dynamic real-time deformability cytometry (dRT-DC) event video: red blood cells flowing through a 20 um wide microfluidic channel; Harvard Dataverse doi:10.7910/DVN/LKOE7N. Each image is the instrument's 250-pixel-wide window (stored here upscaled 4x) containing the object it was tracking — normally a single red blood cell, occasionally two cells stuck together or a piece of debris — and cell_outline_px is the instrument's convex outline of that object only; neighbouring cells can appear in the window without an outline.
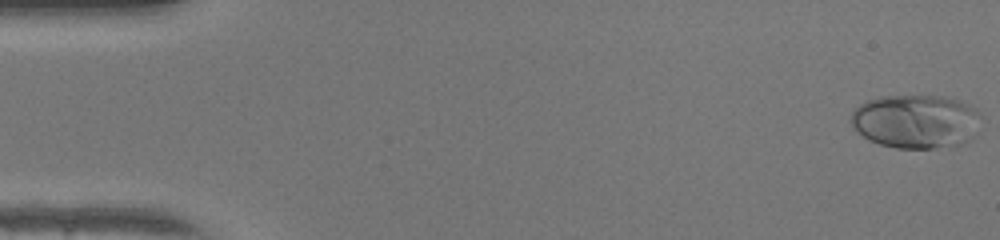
{"species": "human", "species_latin": "Homo sapiens", "temperature_condition": "warm", "stored_images_in_passage": 49, "camera_frame_rate_fps": 3000, "um_per_image_px": 0.085, "donor": {"sex": "female"}, "frame": {"image": 1, "passage_image": 1, "time_ms": 0.0, "image_size_px": [1000, 240], "cell_outline_px": [[976, 132], [968, 140], [960, 144], [932, 148], [896, 148], [880, 144], [868, 140], [856, 132], [848, 120], [852, 112], [860, 104], [868, 100], [880, 96], [944, 96], [960, 100], [976, 108]], "centroid_in_image_um": [77.76, 10.31], "position_along_channel_um": 7.2, "area_um2": 40.63}}
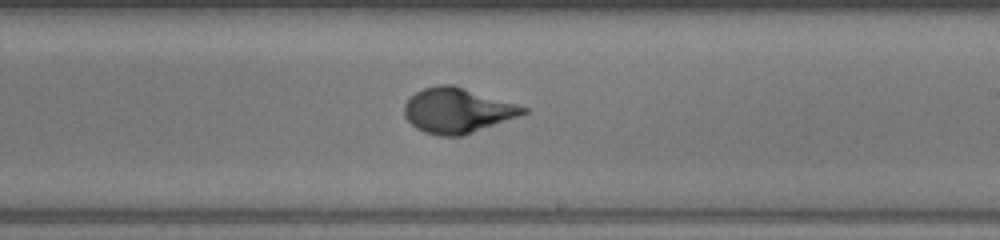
{"frame": {"image": 2, "passage_image": 29, "time_ms": 9.333, "image_size_px": [1000, 240], "cell_outline_px": [[528, 112], [464, 136], [440, 136], [424, 132], [416, 128], [404, 116], [404, 104], [416, 92], [424, 88], [436, 84], [452, 84], [516, 104], [528, 108]], "centroid_in_image_um": [38.84, 9.4], "position_along_channel_um": 250.2, "area_um2": 30.98}}
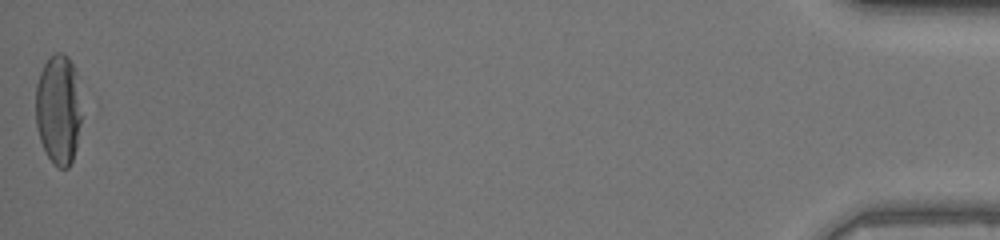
{"frame": {"image": 3, "passage_image": 49, "time_ms": 16.0, "image_size_px": [1000, 240], "cell_outline_px": [[80, 124], [76, 148], [72, 160], [68, 168], [60, 168], [52, 164], [40, 140], [36, 124], [36, 84], [40, 72], [44, 64], [56, 52], [60, 52], [68, 56], [76, 72], [80, 116]], "centroid_in_image_um": [4.95, 9.32], "position_along_channel_um": 430.3, "area_um2": 29.13}, "authors_computed_cell_mechanics": {"area_um2": 30.9808, "velocity_mm_per_s": 4.2447, "shape_relaxation_time_tau1_ms": 3.7949, "shape_relaxation_time_tau2_ms": null, "deformation_change_tau1": 0.2221, "deformation_change_tau2": null}}